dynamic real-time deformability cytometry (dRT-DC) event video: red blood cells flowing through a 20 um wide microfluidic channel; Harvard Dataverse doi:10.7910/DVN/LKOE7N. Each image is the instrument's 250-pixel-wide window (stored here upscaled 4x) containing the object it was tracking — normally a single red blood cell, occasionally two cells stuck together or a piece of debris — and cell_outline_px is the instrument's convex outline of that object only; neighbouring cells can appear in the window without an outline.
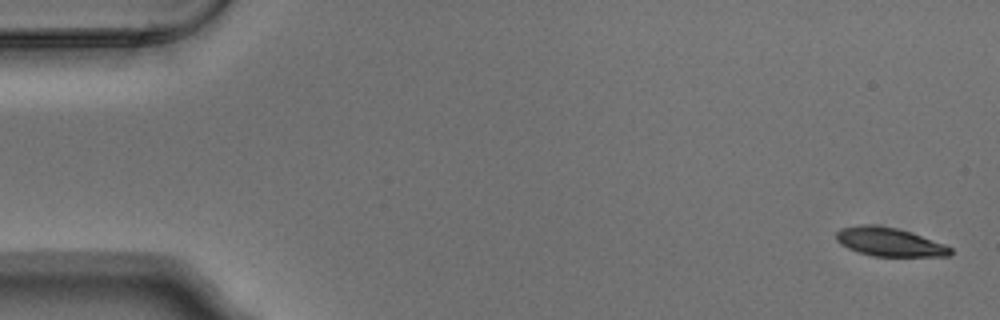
{"species": "Egyptian fruit bat (a non-hibernating species)", "species_latin": "Rousettus aegyptiacus", "temperature_condition": "warm", "stored_images_in_passage": 6, "camera_frame_rate_fps": 3000, "um_per_image_px": 0.085, "animal": {"sex": "male"}, "frame": {"image": 1, "passage_image": 1, "time_ms": 0.0, "image_size_px": [1000, 320], "cell_outline_px": [[952, 252], [948, 256], [872, 256], [848, 248], [840, 244], [836, 240], [836, 232], [840, 228], [860, 224], [872, 224], [896, 228], [912, 232], [944, 244], [952, 248]], "centroid_in_image_um": [75.57, 20.55], "position_along_channel_um": 9.4, "area_um2": 19.07}}
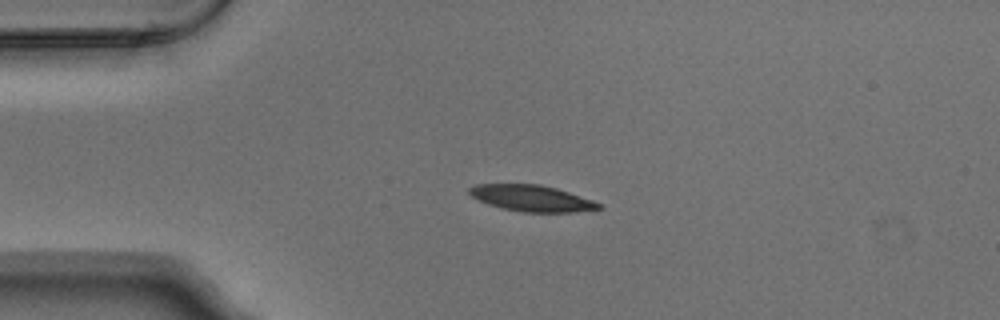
{"frame": {"image": 2, "passage_image": 4, "time_ms": 1.0, "image_size_px": [1000, 320], "cell_outline_px": [[604, 208], [576, 212], [524, 212], [500, 208], [488, 204], [472, 196], [468, 192], [468, 188], [476, 184], [540, 184], [556, 188], [592, 200], [600, 204]], "centroid_in_image_um": [45.18, 16.85], "position_along_channel_um": 39.8, "area_um2": 19.71}}
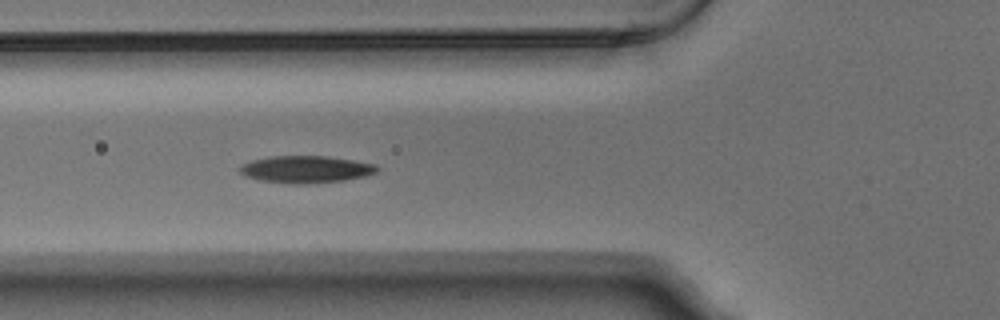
{"frame": {"image": 3, "passage_image": 6, "time_ms": 1.667, "image_size_px": [1000, 320], "cell_outline_px": [[380, 168], [376, 172], [368, 176], [344, 180], [308, 184], [296, 184], [260, 180], [244, 176], [240, 172], [240, 164], [252, 160], [268, 156], [328, 156], [376, 164]], "centroid_in_image_um": [26.01, 14.39], "position_along_channel_um": 99.8, "area_um2": 21.85}}